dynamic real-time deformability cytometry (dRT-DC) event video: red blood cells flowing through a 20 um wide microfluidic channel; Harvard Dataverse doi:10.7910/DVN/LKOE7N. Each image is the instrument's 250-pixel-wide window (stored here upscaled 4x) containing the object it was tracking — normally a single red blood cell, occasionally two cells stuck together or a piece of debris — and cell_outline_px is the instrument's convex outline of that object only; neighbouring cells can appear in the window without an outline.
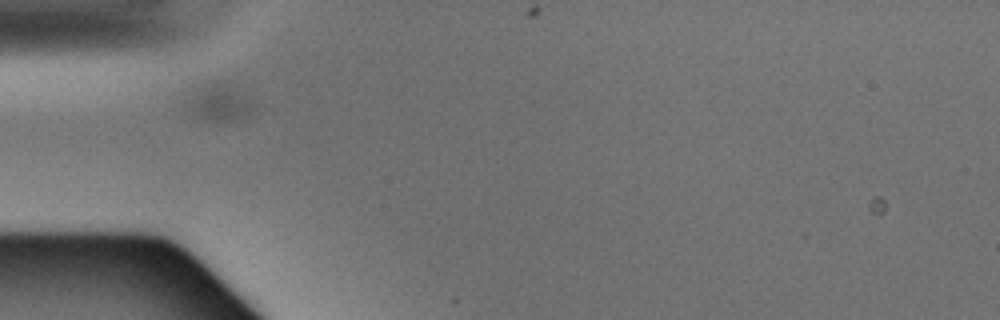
{"species": "Egyptian fruit bat (a non-hibernating species)", "species_latin": "Rousettus aegyptiacus", "temperature_condition": "warm", "stored_images_in_passage": 1, "camera_frame_rate_fps": 3000, "um_per_image_px": 0.085, "animal": {"sex": "male"}, "frame": {"image": 1, "passage_image": 1, "time_ms": 0.0, "image_size_px": [1000, 320], "cell_outline_px": [[252, 108], [244, 116], [236, 120], [212, 124], [192, 116], [184, 108], [188, 92], [200, 84], [220, 76], [224, 76], [228, 80]], "centroid_in_image_um": [18.4, 8.66], "position_along_channel_um": 66.6, "area_um2": 15.43}}